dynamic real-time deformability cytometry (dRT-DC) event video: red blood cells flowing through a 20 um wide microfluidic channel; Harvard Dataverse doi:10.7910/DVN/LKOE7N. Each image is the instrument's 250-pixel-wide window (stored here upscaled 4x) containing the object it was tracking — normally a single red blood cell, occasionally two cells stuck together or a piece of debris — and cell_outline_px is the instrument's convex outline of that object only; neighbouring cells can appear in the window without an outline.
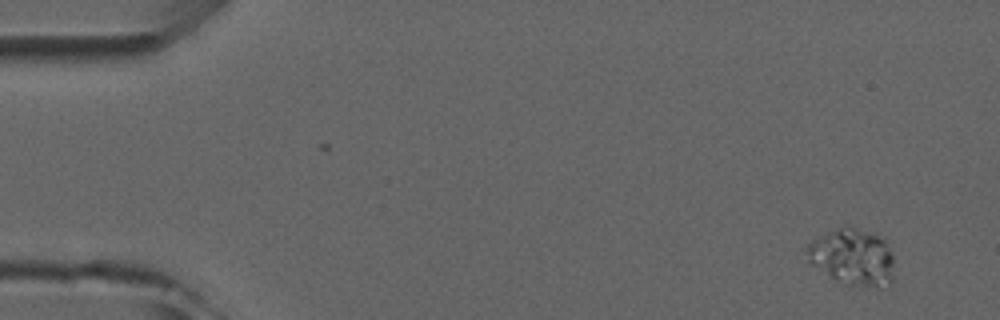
{"species": "common noctule bat (a hibernating species)", "species_latin": "Nyctalus noctula", "temperature_condition": "room temperature", "stored_images_in_passage": 6, "camera_frame_rate_fps": 3000, "um_per_image_px": 0.085, "animal": {"sex": "male", "forearm_length_mm": 52.5}, "frame": {"image": 1, "passage_image": 1, "time_ms": 0.0, "image_size_px": [1000, 320], "cell_outline_px": [[892, 280], [876, 288], [852, 284], [836, 280], [812, 264], [808, 260], [804, 248], [812, 240], [820, 236], [848, 224], [880, 236], [884, 240], [892, 252]], "centroid_in_image_um": [72.45, 21.81], "position_along_channel_um": 12.5, "area_um2": 28.44}}
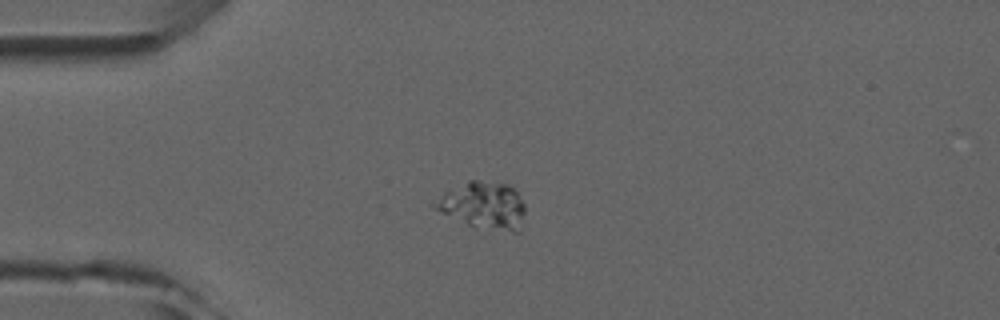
{"frame": {"image": 2, "passage_image": 4, "time_ms": 3.333, "image_size_px": [1000, 320], "cell_outline_px": [[524, 212], [520, 232], [512, 232], [468, 224], [440, 212], [432, 208], [432, 204], [444, 192], [468, 180], [480, 180], [508, 184], [516, 192], [524, 204]], "centroid_in_image_um": [41.08, 17.44], "position_along_channel_um": 43.9, "area_um2": 24.39}}
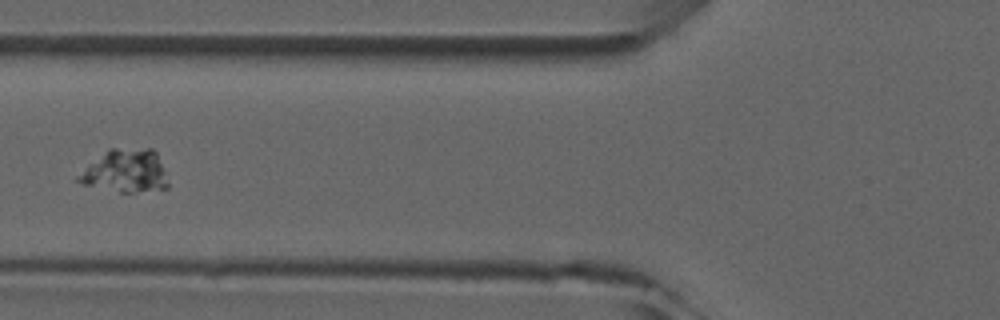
{"frame": {"image": 3, "passage_image": 6, "time_ms": 5.667, "image_size_px": [1000, 320], "cell_outline_px": [[168, 188], [128, 192], [120, 192], [84, 184], [76, 180], [76, 176], [88, 164], [108, 148], [152, 148], [156, 152], [164, 172], [168, 184]], "centroid_in_image_um": [10.64, 14.51], "position_along_channel_um": 115.2, "area_um2": 22.25}}